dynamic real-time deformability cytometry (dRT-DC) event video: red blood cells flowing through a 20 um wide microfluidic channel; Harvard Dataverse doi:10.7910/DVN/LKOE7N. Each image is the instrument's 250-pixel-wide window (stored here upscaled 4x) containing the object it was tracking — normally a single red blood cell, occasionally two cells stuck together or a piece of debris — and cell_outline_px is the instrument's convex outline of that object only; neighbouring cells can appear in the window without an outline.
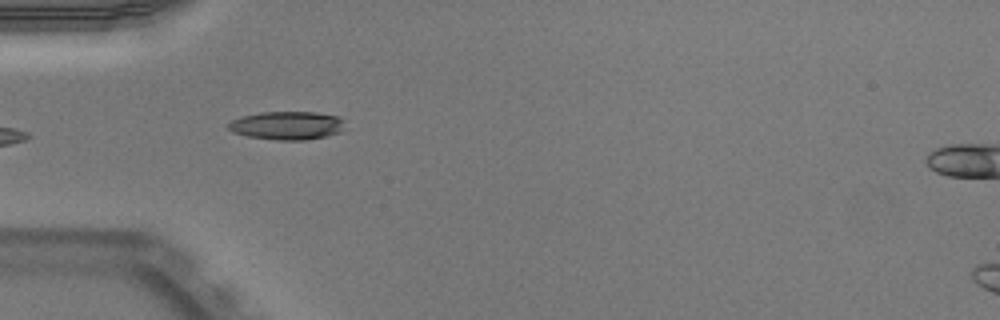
{"species": "Egyptian fruit bat (a non-hibernating species)", "species_latin": "Rousettus aegyptiacus", "temperature_condition": "warm", "stored_images_in_passage": 24, "camera_frame_rate_fps": 3000, "um_per_image_px": 0.085, "animal": {"sex": "male"}, "frame": {"image": 1, "passage_image": 1, "time_ms": 0.0, "image_size_px": [1000, 320], "cell_outline_px": [[344, 120], [340, 132], [328, 136], [304, 140], [280, 140], [248, 136], [232, 132], [228, 128], [228, 124], [232, 120], [240, 116], [260, 112], [316, 112], [336, 116]], "centroid_in_image_um": [24.38, 10.66], "position_along_channel_um": 60.6, "area_um2": 19.19}}